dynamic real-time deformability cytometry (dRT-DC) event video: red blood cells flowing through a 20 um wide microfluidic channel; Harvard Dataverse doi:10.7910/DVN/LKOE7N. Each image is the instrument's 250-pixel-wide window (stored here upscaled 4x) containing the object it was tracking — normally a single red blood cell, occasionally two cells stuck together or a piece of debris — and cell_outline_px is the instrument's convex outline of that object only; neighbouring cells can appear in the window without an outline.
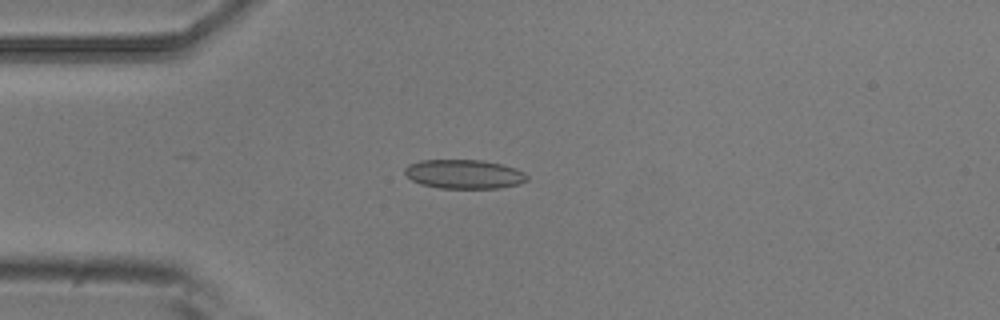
{"species": "common noctule bat (a hibernating species)", "species_latin": "Nyctalus noctula", "temperature_condition": "room temperature", "stored_images_in_passage": 7, "camera_frame_rate_fps": 3000, "um_per_image_px": 0.085, "animal": {"sex": "male", "body_mass_g": 20.5, "forearm_length_mm": 52.5}, "frame": {"image": 1, "passage_image": 4, "time_ms": 1.0, "image_size_px": [1000, 320], "cell_outline_px": [[528, 180], [520, 184], [500, 188], [440, 188], [420, 184], [412, 180], [404, 172], [404, 168], [408, 164], [420, 160], [480, 160], [500, 164], [516, 168], [524, 172], [528, 176]], "centroid_in_image_um": [39.45, 14.8], "position_along_channel_um": 45.5, "area_um2": 20.81}}
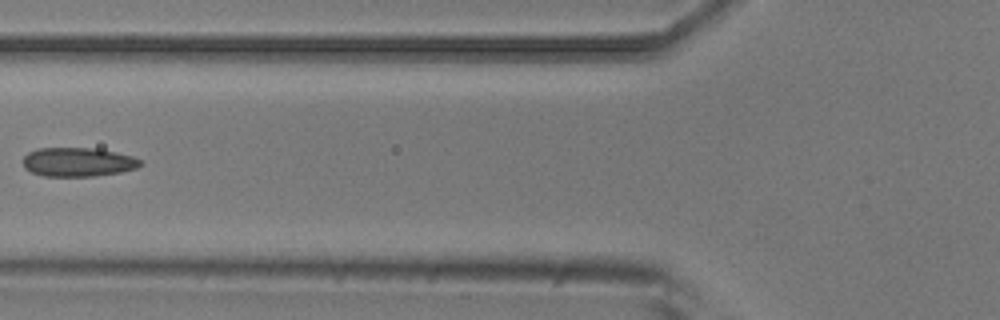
{"frame": {"image": 2, "passage_image": 6, "time_ms": 1.667, "image_size_px": [1000, 320], "cell_outline_px": [[144, 164], [136, 168], [120, 172], [92, 176], [44, 176], [32, 172], [24, 168], [24, 156], [28, 152], [36, 148], [96, 148], [116, 152], [132, 156], [144, 160]], "centroid_in_image_um": [6.66, 13.76], "position_along_channel_um": 119.1, "area_um2": 19.94}}
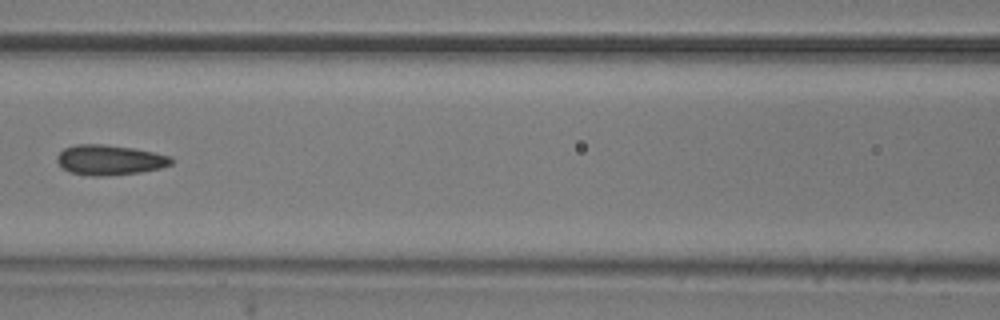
{"frame": {"image": 3, "passage_image": 7, "time_ms": 2.0, "image_size_px": [1000, 320], "cell_outline_px": [[172, 164], [160, 168], [140, 172], [104, 176], [92, 176], [68, 172], [56, 160], [56, 156], [64, 148], [76, 144], [100, 144], [132, 148], [172, 156]], "centroid_in_image_um": [9.3, 13.6], "position_along_channel_um": 157.3, "area_um2": 19.94}}